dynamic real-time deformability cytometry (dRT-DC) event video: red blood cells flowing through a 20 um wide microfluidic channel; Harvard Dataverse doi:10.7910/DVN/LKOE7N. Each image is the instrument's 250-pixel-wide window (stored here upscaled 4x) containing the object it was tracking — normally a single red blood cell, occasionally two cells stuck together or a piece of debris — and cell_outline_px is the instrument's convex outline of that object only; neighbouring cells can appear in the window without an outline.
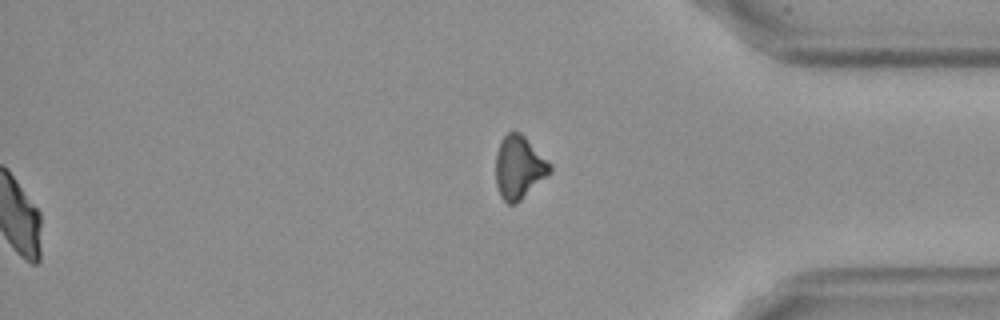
{"species": "Egyptian fruit bat (a non-hibernating species)", "species_latin": "Rousettus aegyptiacus", "temperature_condition": "cold", "stored_images_in_passage": 59, "segment_of_instrument_passage": [2, 2], "camera_frame_rate_fps": 3000, "um_per_image_px": 0.085, "frame": {"image": 1, "passage_image": 59, "time_ms": 19.333, "image_size_px": [1000, 320], "cell_outline_px": [[552, 172], [516, 204], [508, 204], [500, 196], [496, 184], [496, 156], [500, 140], [508, 132], [520, 132], [552, 164]], "centroid_in_image_um": [44.12, 14.23], "position_along_channel_um": 391.1, "area_um2": 19.94}}